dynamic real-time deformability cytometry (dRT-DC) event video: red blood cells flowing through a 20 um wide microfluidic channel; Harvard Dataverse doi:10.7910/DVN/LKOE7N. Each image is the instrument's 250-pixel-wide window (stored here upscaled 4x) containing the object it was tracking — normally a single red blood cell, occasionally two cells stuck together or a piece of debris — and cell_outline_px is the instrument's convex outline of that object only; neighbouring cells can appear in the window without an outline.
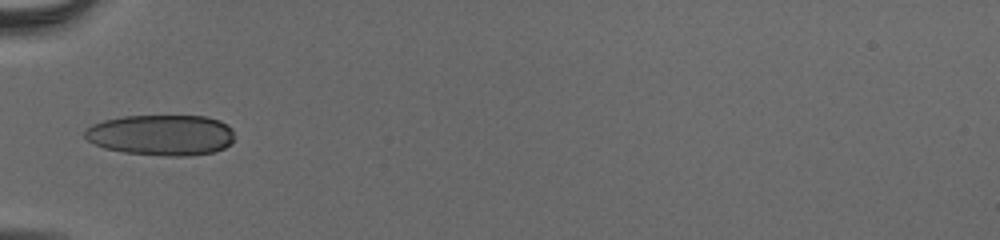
{"species": "human", "species_latin": "Homo sapiens", "temperature_condition": "cold", "stored_images_in_passage": 25, "camera_frame_rate_fps": 3000, "um_per_image_px": 0.085, "donor": {"sex": "male"}, "frame": {"image": 1, "passage_image": 1, "time_ms": 0.0, "image_size_px": [1000, 240], "cell_outline_px": [[228, 144], [220, 148], [204, 152], [140, 152], [116, 120], [140, 116], [196, 116], [212, 120], [224, 124], [228, 128]], "centroid_in_image_um": [14.88, 11.36], "position_along_channel_um": 70.1, "area_um2": 24.39}}
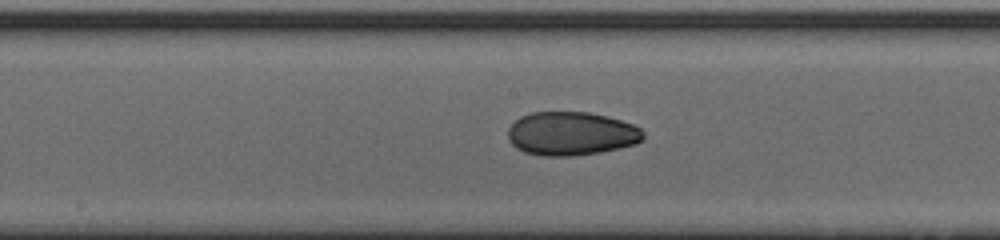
{"frame": {"image": 2, "passage_image": 11, "time_ms": 3.333, "image_size_px": [1000, 240], "cell_outline_px": [[640, 140], [628, 144], [588, 152], [532, 152], [516, 144], [512, 140], [512, 136], [544, 112], [572, 112], [600, 116], [616, 120], [628, 124], [636, 128], [640, 136]], "centroid_in_image_um": [48.8, 11.33], "position_along_channel_um": 199.4, "area_um2": 28.09}}
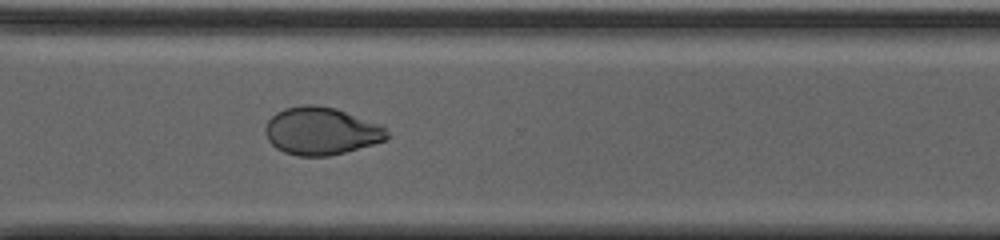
{"frame": {"image": 3, "passage_image": 22, "time_ms": 7.0, "image_size_px": [1000, 240], "cell_outline_px": [[384, 136], [380, 140], [340, 152], [288, 152], [280, 148], [272, 140], [272, 120], [276, 116], [292, 108], [328, 108], [340, 112], [376, 128]], "centroid_in_image_um": [27.25, 11.14], "position_along_channel_um": 343.3, "area_um2": 27.46}}